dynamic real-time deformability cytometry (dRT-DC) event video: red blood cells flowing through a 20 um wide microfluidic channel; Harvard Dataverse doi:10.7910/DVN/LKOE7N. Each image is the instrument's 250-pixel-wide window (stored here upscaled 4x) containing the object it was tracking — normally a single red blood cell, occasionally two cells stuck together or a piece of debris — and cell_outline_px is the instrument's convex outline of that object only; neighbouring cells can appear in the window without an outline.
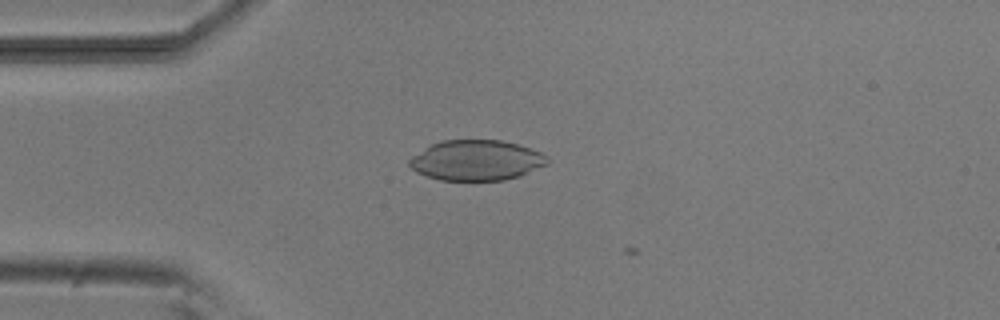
{"species": "common noctule bat (a hibernating species)", "species_latin": "Nyctalus noctula", "temperature_condition": "room temperature", "stored_images_in_passage": 2, "camera_frame_rate_fps": 3000, "um_per_image_px": 0.085, "animal": {"sex": "male", "body_mass_g": 20.5, "forearm_length_mm": 52.5}, "frame": {"image": 1, "passage_image": 2, "time_ms": 1.333, "image_size_px": [1000, 320], "cell_outline_px": [[548, 164], [520, 176], [504, 180], [440, 180], [416, 172], [408, 164], [408, 160], [412, 156], [432, 144], [440, 140], [500, 140], [516, 144], [540, 152], [548, 156]], "centroid_in_image_um": [40.49, 13.63], "position_along_channel_um": 44.5, "area_um2": 32.31}}